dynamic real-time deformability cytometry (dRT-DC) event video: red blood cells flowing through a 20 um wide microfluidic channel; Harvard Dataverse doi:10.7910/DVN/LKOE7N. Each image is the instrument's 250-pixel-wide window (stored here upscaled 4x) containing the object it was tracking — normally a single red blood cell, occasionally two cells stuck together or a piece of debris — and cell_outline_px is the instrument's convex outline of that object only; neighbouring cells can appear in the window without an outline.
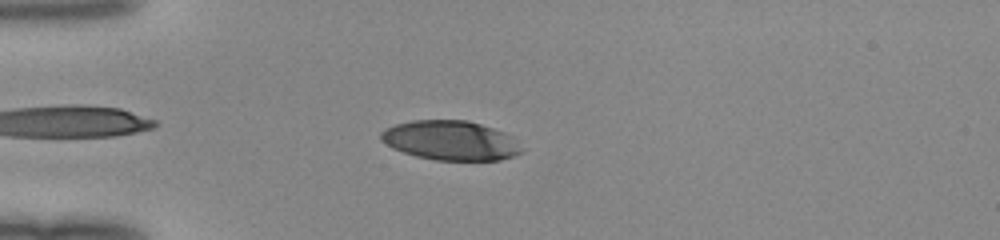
{"species": "human", "species_latin": "Homo sapiens", "temperature_condition": "room temperature", "stored_images_in_passage": 41, "camera_frame_rate_fps": 3000, "um_per_image_px": 0.085, "donor": {"sex": "female"}, "frame": {"image": 1, "passage_image": 6, "time_ms": 1.667, "image_size_px": [1000, 240], "cell_outline_px": [[524, 152], [516, 156], [500, 160], [436, 160], [416, 156], [392, 148], [380, 140], [380, 132], [384, 128], [396, 124], [412, 120], [468, 120], [504, 132], [512, 136], [524, 148]], "centroid_in_image_um": [38.32, 11.94], "position_along_channel_um": 46.7, "area_um2": 32.66}}
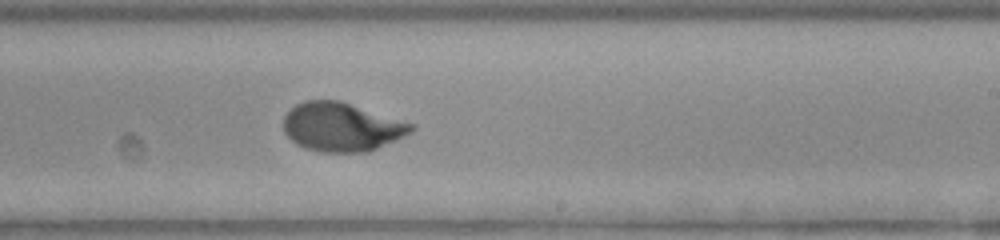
{"frame": {"image": 2, "passage_image": 23, "time_ms": 7.333, "image_size_px": [1000, 240], "cell_outline_px": [[416, 128], [412, 132], [396, 140], [368, 152], [320, 152], [304, 148], [296, 144], [284, 132], [284, 116], [296, 104], [304, 100], [340, 100], [416, 124]], "centroid_in_image_um": [29.06, 10.79], "position_along_channel_um": 259.9, "area_um2": 36.53}}
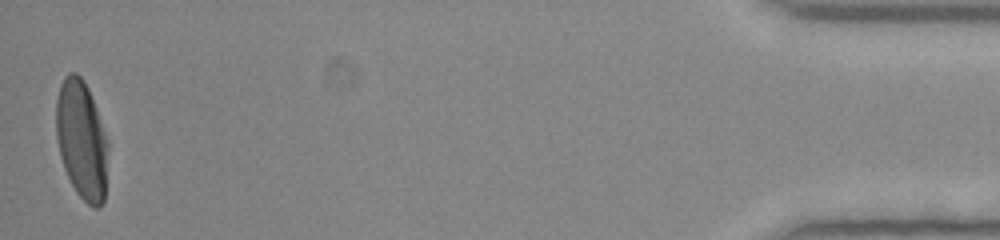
{"frame": {"image": 3, "passage_image": 41, "time_ms": 13.333, "image_size_px": [1000, 240], "cell_outline_px": [[108, 152], [104, 200], [100, 208], [92, 208], [76, 192], [64, 168], [60, 156], [56, 136], [56, 100], [60, 84], [64, 76], [68, 72], [76, 72], [84, 80], [88, 88], [96, 108], [108, 140]], "centroid_in_image_um": [6.94, 11.88], "position_along_channel_um": 428.3, "area_um2": 36.13}}